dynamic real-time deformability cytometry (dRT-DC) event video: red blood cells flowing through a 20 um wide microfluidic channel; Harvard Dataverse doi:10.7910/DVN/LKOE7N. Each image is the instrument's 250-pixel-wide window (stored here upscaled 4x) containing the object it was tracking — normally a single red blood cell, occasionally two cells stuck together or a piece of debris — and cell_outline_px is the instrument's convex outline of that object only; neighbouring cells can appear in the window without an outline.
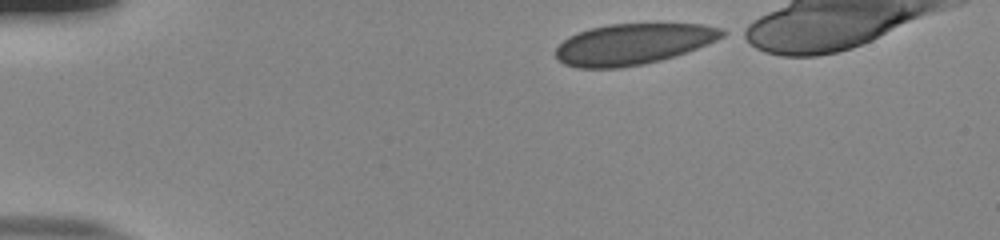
{"species": "human", "species_latin": "Homo sapiens", "temperature_condition": "room temperature", "stored_images_in_passage": 40, "camera_frame_rate_fps": 3000, "um_per_image_px": 0.085, "donor": {"sex": "male"}, "frame": {"image": 1, "passage_image": 1, "time_ms": 0.0, "image_size_px": [1000, 240], "cell_outline_px": [[728, 32], [724, 36], [696, 48], [672, 56], [640, 64], [616, 68], [580, 68], [564, 64], [556, 56], [556, 48], [568, 36], [588, 28], [608, 24], [700, 24], [720, 28]], "centroid_in_image_um": [53.76, 3.73], "position_along_channel_um": 31.2, "area_um2": 39.13}}
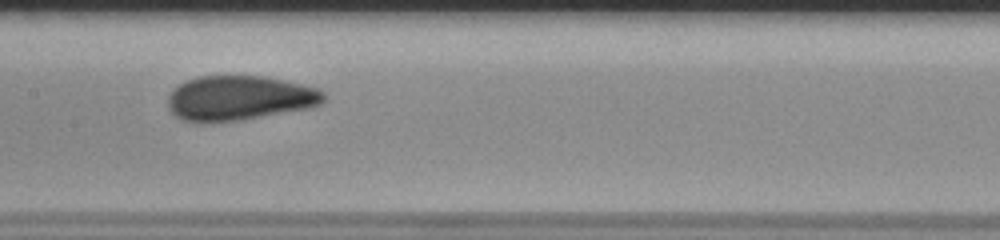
{"frame": {"image": 2, "passage_image": 19, "time_ms": 6.0, "image_size_px": [1000, 240], "cell_outline_px": [[324, 100], [320, 104], [308, 108], [240, 120], [204, 124], [200, 124], [180, 120], [168, 108], [168, 96], [180, 84], [188, 80], [200, 76], [264, 76], [300, 84], [316, 88], [324, 92]], "centroid_in_image_um": [20.3, 8.36], "position_along_channel_um": 187.1, "area_um2": 40.58}}
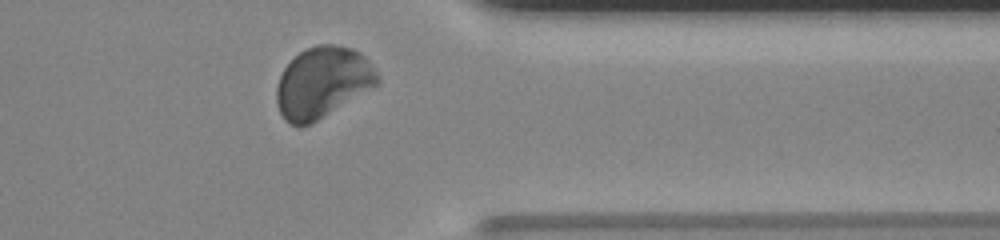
{"frame": {"image": 3, "passage_image": 35, "time_ms": 11.333, "image_size_px": [1000, 240], "cell_outline_px": [[380, 80], [376, 84], [312, 124], [300, 128], [284, 120], [276, 104], [276, 88], [280, 76], [284, 68], [300, 52], [316, 44], [332, 44], [352, 48], [360, 52], [368, 60], [380, 76]], "centroid_in_image_um": [27.38, 7.01], "position_along_channel_um": 384.0, "area_um2": 41.5}}